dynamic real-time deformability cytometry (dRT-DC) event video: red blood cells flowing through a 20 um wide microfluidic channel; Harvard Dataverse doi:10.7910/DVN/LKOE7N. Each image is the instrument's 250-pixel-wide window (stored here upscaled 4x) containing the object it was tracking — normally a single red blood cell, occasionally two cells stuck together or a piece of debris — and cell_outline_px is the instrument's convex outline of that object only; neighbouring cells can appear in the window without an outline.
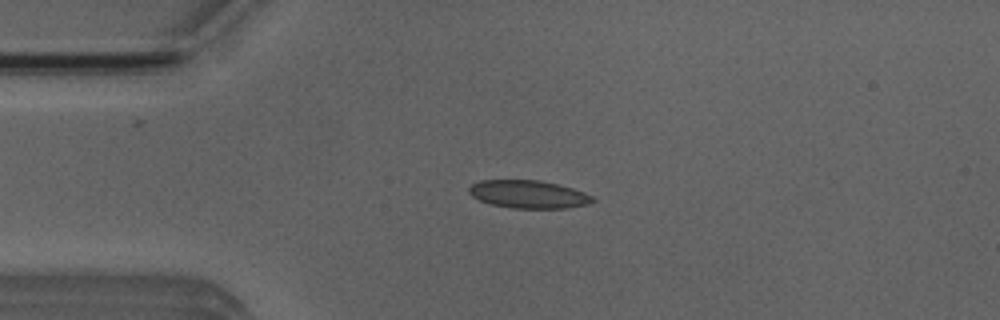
{"species": "Egyptian fruit bat (a non-hibernating species)", "species_latin": "Rousettus aegyptiacus", "temperature_condition": "room temperature", "stored_images_in_passage": 51, "camera_frame_rate_fps": 3000, "um_per_image_px": 0.085, "animal": {"sex": "male"}, "frame": {"image": 1, "passage_image": 11, "time_ms": 3.333, "image_size_px": [1000, 320], "cell_outline_px": [[596, 200], [588, 204], [564, 208], [512, 208], [488, 204], [472, 196], [468, 192], [468, 188], [472, 184], [480, 180], [540, 180], [572, 188], [584, 192], [592, 196]], "centroid_in_image_um": [44.89, 16.51], "position_along_channel_um": 40.1, "area_um2": 20.11}}
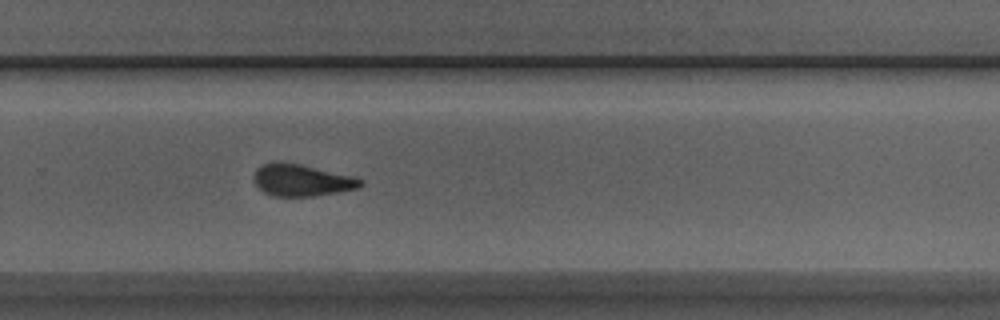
{"frame": {"image": 2, "passage_image": 33, "time_ms": 10.667, "image_size_px": [1000, 320], "cell_outline_px": [[364, 184], [356, 188], [336, 192], [312, 196], [272, 196], [264, 192], [252, 180], [252, 176], [256, 168], [260, 164], [272, 160], [284, 160], [352, 176], [364, 180]], "centroid_in_image_um": [25.55, 15.28], "position_along_channel_um": 304.2, "area_um2": 20.17}}
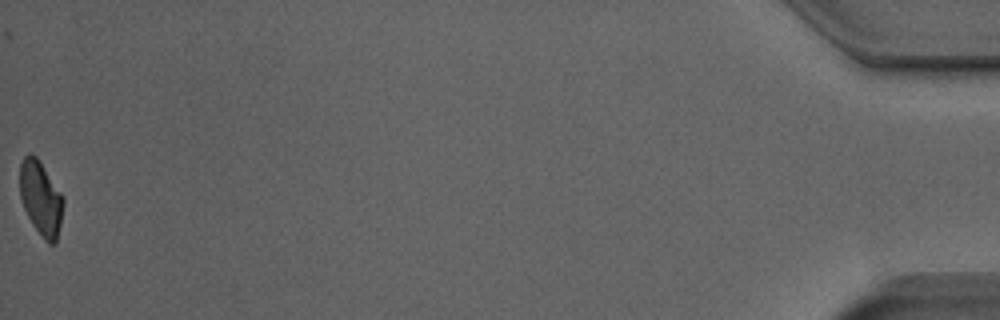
{"frame": {"image": 3, "passage_image": 51, "time_ms": 16.667, "image_size_px": [1000, 320], "cell_outline_px": [[64, 204], [56, 244], [48, 244], [44, 240], [32, 224], [24, 208], [20, 196], [20, 164], [24, 156], [28, 152], [36, 156], [40, 160], [64, 196]], "centroid_in_image_um": [3.48, 16.84], "position_along_channel_um": 431.7, "area_um2": 19.07}, "authors_computed_cell_mechanics": {"area_um2": 20.23, "velocity_mm_per_s": 3.9226, "shape_relaxation_time_tau1_ms": 7.2067, "shape_relaxation_time_tau2_ms": 2.1259, "deformation_change_tau1": 0.1459, "deformation_change_tau2": 0.0777}}